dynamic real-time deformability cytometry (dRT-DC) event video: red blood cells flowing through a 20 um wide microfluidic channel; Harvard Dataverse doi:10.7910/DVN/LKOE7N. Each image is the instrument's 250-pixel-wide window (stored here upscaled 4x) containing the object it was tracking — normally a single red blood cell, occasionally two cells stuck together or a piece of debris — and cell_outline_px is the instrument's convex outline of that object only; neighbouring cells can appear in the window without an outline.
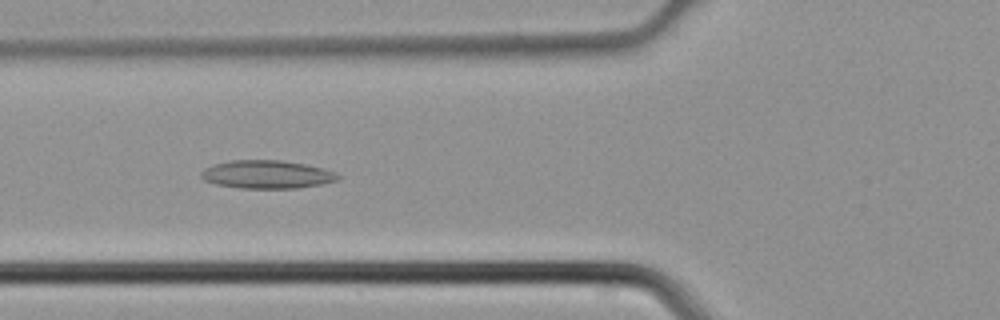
{"species": "common noctule bat (a hibernating species)", "species_latin": "Nyctalus noctula", "temperature_condition": "cold", "stored_images_in_passage": 4, "camera_frame_rate_fps": 3000, "um_per_image_px": 0.085, "animal": {"sex": "male", "body_mass_g": 21.5, "forearm_length_mm": 52.0}, "frame": {"image": 1, "passage_image": 4, "time_ms": 1.0, "image_size_px": [1000, 320], "cell_outline_px": [[340, 180], [320, 184], [296, 188], [240, 188], [216, 184], [204, 180], [200, 176], [200, 172], [204, 168], [216, 164], [232, 160], [280, 160], [304, 164], [324, 168], [340, 176]], "centroid_in_image_um": [22.67, 14.83], "position_along_channel_um": 103.1, "area_um2": 22.31}}